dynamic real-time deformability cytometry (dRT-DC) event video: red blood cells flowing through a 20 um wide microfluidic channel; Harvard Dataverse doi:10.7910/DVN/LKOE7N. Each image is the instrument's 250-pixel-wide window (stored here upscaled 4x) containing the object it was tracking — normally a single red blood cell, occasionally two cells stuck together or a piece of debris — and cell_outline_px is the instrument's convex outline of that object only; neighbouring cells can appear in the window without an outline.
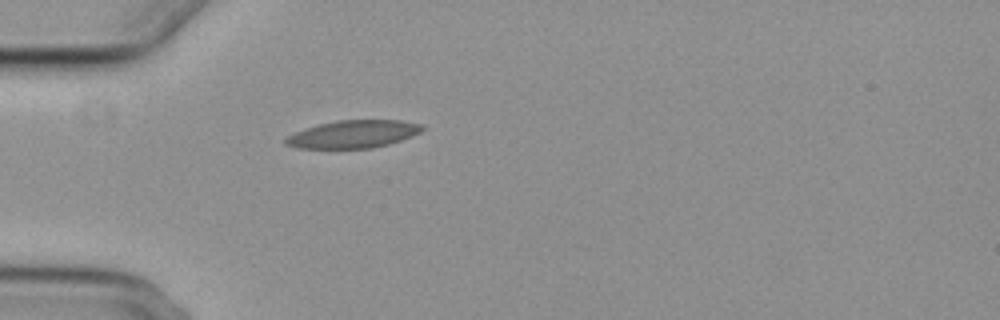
{"species": "common noctule bat (a hibernating species)", "species_latin": "Nyctalus noctula", "temperature_condition": "cold", "stored_images_in_passage": 5, "camera_frame_rate_fps": 3000, "um_per_image_px": 0.085, "animal": {"sex": "female", "body_mass_g": 29.2, "forearm_length_mm": 56.3}, "frame": {"image": 1, "passage_image": 5, "time_ms": 5.667, "image_size_px": [1000, 320], "cell_outline_px": [[424, 128], [420, 132], [412, 136], [388, 144], [372, 148], [296, 148], [284, 144], [284, 140], [288, 136], [304, 128], [316, 124], [336, 120], [400, 120], [424, 124]], "centroid_in_image_um": [30.01, 11.39], "position_along_channel_um": 55.0, "area_um2": 22.14}}